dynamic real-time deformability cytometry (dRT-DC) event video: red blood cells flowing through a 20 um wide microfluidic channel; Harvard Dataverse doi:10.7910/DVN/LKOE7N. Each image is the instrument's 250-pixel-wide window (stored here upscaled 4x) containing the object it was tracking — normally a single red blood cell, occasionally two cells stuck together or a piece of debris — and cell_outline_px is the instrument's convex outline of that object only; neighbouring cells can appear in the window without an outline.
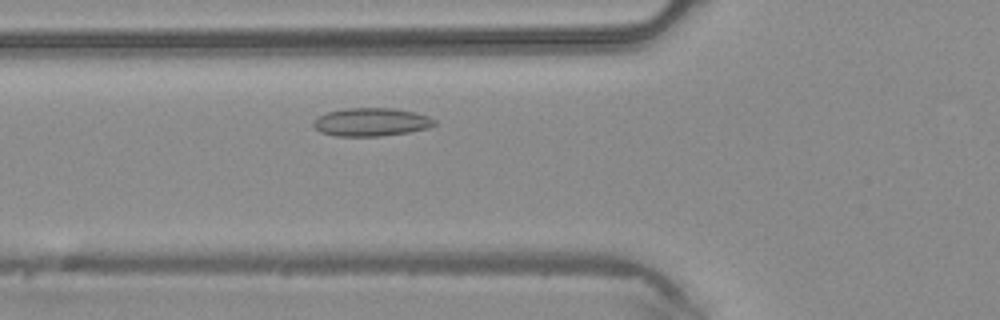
{"species": "common noctule bat (a hibernating species)", "species_latin": "Nyctalus noctula", "temperature_condition": "warm", "stored_images_in_passage": 38, "camera_frame_rate_fps": 3000, "um_per_image_px": 0.085, "animal": {"sex": "male", "body_mass_g": 20.4}, "frame": {"image": 1, "passage_image": 9, "time_ms": 2.667, "image_size_px": [1000, 320], "cell_outline_px": [[436, 124], [428, 128], [408, 132], [380, 136], [336, 136], [320, 132], [312, 124], [320, 116], [328, 112], [344, 108], [392, 108], [416, 112], [428, 116], [436, 120]], "centroid_in_image_um": [31.59, 10.37], "position_along_channel_um": 94.2, "area_um2": 19.83}}
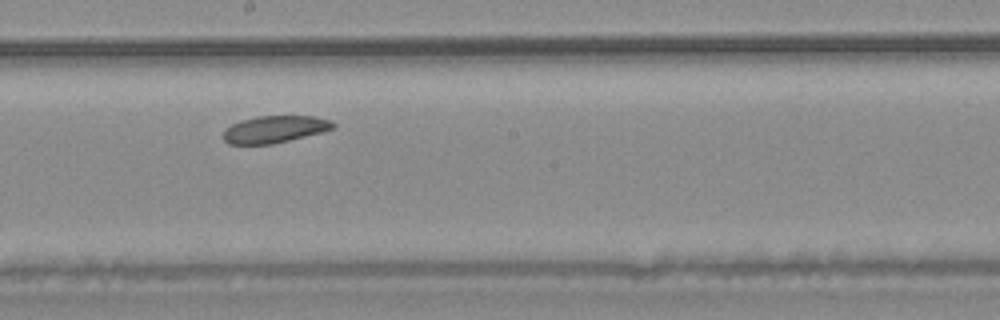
{"frame": {"image": 2, "passage_image": 18, "time_ms": 5.667, "image_size_px": [1000, 320], "cell_outline_px": [[336, 128], [272, 144], [228, 144], [224, 140], [224, 132], [232, 124], [240, 120], [256, 116], [316, 116], [332, 120], [336, 124]], "centroid_in_image_um": [23.38, 10.97], "position_along_channel_um": 224.8, "area_um2": 17.22}}
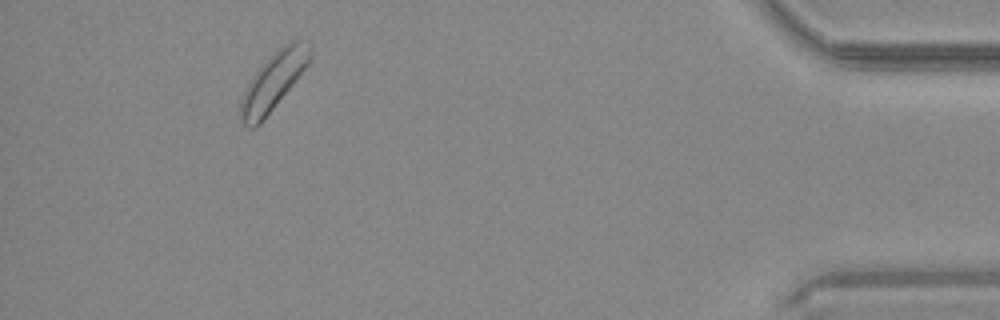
{"frame": {"image": 3, "passage_image": 35, "time_ms": 11.333, "image_size_px": [1000, 320], "cell_outline_px": [[312, 60], [260, 124], [256, 128], [248, 128], [240, 120], [240, 100], [248, 84], [256, 72], [280, 48], [296, 40], [300, 40], [312, 48]], "centroid_in_image_um": [23.23, 6.97], "position_along_channel_um": 412.0, "area_um2": 22.48}}